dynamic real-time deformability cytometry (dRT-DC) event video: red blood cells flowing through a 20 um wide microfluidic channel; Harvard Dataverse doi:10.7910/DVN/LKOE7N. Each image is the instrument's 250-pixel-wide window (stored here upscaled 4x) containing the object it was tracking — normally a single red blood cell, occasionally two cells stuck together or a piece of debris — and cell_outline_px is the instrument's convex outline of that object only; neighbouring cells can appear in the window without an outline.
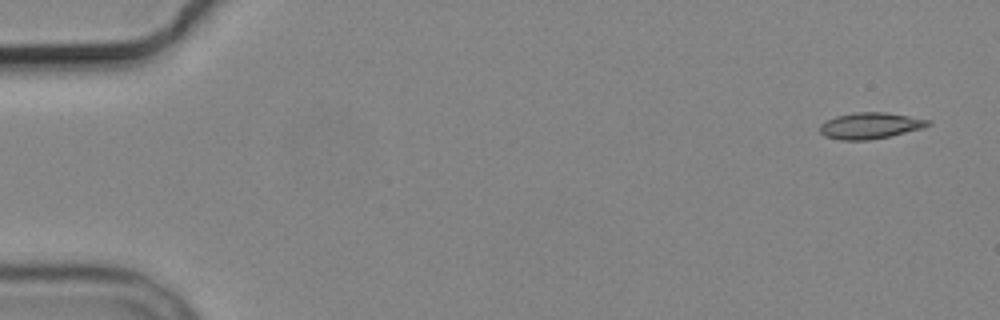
{"species": "common noctule bat (a hibernating species)", "species_latin": "Nyctalus noctula", "temperature_condition": "cold", "stored_images_in_passage": 5, "camera_frame_rate_fps": 3000, "um_per_image_px": 0.085, "animal": {"sex": "male", "body_mass_g": 19.2, "forearm_length_mm": 51.8}, "frame": {"image": 1, "passage_image": 1, "time_ms": 0.0, "image_size_px": [1000, 320], "cell_outline_px": [[932, 124], [920, 128], [888, 136], [868, 140], [840, 140], [824, 136], [820, 132], [820, 124], [836, 116], [856, 112], [884, 112], [932, 120]], "centroid_in_image_um": [73.94, 10.68], "position_along_channel_um": 11.1, "area_um2": 16.3}}